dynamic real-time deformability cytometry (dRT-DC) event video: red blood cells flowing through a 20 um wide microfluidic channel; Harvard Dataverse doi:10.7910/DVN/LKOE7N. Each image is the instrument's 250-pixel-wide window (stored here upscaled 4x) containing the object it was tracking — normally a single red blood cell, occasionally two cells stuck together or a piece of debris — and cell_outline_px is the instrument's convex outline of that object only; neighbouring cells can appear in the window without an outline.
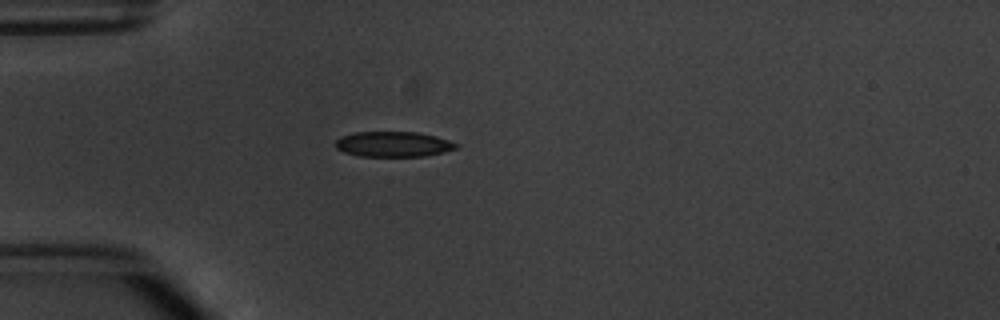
{"species": "common noctule bat (a hibernating species)", "species_latin": "Nyctalus noctula", "temperature_condition": "warm", "stored_images_in_passage": 4, "camera_frame_rate_fps": 3000, "um_per_image_px": 0.085, "animal": {"sex": "male", "body_mass_g": 20.1, "forearm_length_mm": 53.5}, "frame": {"image": 1, "passage_image": 4, "time_ms": 3.667, "image_size_px": [1000, 320], "cell_outline_px": [[460, 144], [456, 148], [444, 152], [424, 156], [360, 156], [344, 152], [336, 148], [336, 140], [340, 136], [356, 132], [416, 132], [436, 136]], "centroid_in_image_um": [33.43, 12.25], "position_along_channel_um": 51.6, "area_um2": 17.74}}